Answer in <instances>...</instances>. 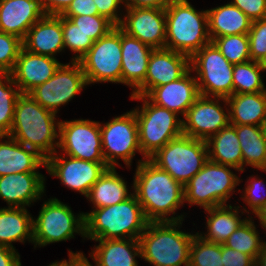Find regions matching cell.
Instances as JSON below:
<instances>
[{
	"label": "cell",
	"mask_w": 266,
	"mask_h": 266,
	"mask_svg": "<svg viewBox=\"0 0 266 266\" xmlns=\"http://www.w3.org/2000/svg\"><path fill=\"white\" fill-rule=\"evenodd\" d=\"M134 194L149 222L183 221V215L166 217L184 203V186L149 159L139 160Z\"/></svg>",
	"instance_id": "obj_1"
},
{
	"label": "cell",
	"mask_w": 266,
	"mask_h": 266,
	"mask_svg": "<svg viewBox=\"0 0 266 266\" xmlns=\"http://www.w3.org/2000/svg\"><path fill=\"white\" fill-rule=\"evenodd\" d=\"M56 114L43 108L29 93H21L15 105L14 119L9 136L20 144L36 150L47 159L57 153L59 123ZM55 142V143H54Z\"/></svg>",
	"instance_id": "obj_2"
},
{
	"label": "cell",
	"mask_w": 266,
	"mask_h": 266,
	"mask_svg": "<svg viewBox=\"0 0 266 266\" xmlns=\"http://www.w3.org/2000/svg\"><path fill=\"white\" fill-rule=\"evenodd\" d=\"M84 215L85 237L90 240L139 239L149 223L134 193L119 204Z\"/></svg>",
	"instance_id": "obj_3"
},
{
	"label": "cell",
	"mask_w": 266,
	"mask_h": 266,
	"mask_svg": "<svg viewBox=\"0 0 266 266\" xmlns=\"http://www.w3.org/2000/svg\"><path fill=\"white\" fill-rule=\"evenodd\" d=\"M181 221L149 222L139 237L141 257L154 266H189L193 234L176 229Z\"/></svg>",
	"instance_id": "obj_4"
},
{
	"label": "cell",
	"mask_w": 266,
	"mask_h": 266,
	"mask_svg": "<svg viewBox=\"0 0 266 266\" xmlns=\"http://www.w3.org/2000/svg\"><path fill=\"white\" fill-rule=\"evenodd\" d=\"M165 48L190 58L211 42L207 10L197 12L187 0H173L166 8Z\"/></svg>",
	"instance_id": "obj_5"
},
{
	"label": "cell",
	"mask_w": 266,
	"mask_h": 266,
	"mask_svg": "<svg viewBox=\"0 0 266 266\" xmlns=\"http://www.w3.org/2000/svg\"><path fill=\"white\" fill-rule=\"evenodd\" d=\"M142 100L143 107L134 109L138 124L139 145L143 159H149L171 140L183 134V120L178 114L148 100L146 96H130Z\"/></svg>",
	"instance_id": "obj_6"
},
{
	"label": "cell",
	"mask_w": 266,
	"mask_h": 266,
	"mask_svg": "<svg viewBox=\"0 0 266 266\" xmlns=\"http://www.w3.org/2000/svg\"><path fill=\"white\" fill-rule=\"evenodd\" d=\"M235 167L208 160L184 186V202L204 209L226 205L240 179L230 170Z\"/></svg>",
	"instance_id": "obj_7"
},
{
	"label": "cell",
	"mask_w": 266,
	"mask_h": 266,
	"mask_svg": "<svg viewBox=\"0 0 266 266\" xmlns=\"http://www.w3.org/2000/svg\"><path fill=\"white\" fill-rule=\"evenodd\" d=\"M207 149L205 140L182 134L159 149L149 160L185 186L208 161Z\"/></svg>",
	"instance_id": "obj_8"
},
{
	"label": "cell",
	"mask_w": 266,
	"mask_h": 266,
	"mask_svg": "<svg viewBox=\"0 0 266 266\" xmlns=\"http://www.w3.org/2000/svg\"><path fill=\"white\" fill-rule=\"evenodd\" d=\"M233 66L211 41L190 58L191 71H196L200 95L229 98L233 95Z\"/></svg>",
	"instance_id": "obj_9"
},
{
	"label": "cell",
	"mask_w": 266,
	"mask_h": 266,
	"mask_svg": "<svg viewBox=\"0 0 266 266\" xmlns=\"http://www.w3.org/2000/svg\"><path fill=\"white\" fill-rule=\"evenodd\" d=\"M74 233L85 237L84 213L76 217L68 205L56 198L45 201L37 219H33L34 247L70 240Z\"/></svg>",
	"instance_id": "obj_10"
},
{
	"label": "cell",
	"mask_w": 266,
	"mask_h": 266,
	"mask_svg": "<svg viewBox=\"0 0 266 266\" xmlns=\"http://www.w3.org/2000/svg\"><path fill=\"white\" fill-rule=\"evenodd\" d=\"M121 28L115 26L106 35L95 41L79 60L87 84L99 82L121 83Z\"/></svg>",
	"instance_id": "obj_11"
},
{
	"label": "cell",
	"mask_w": 266,
	"mask_h": 266,
	"mask_svg": "<svg viewBox=\"0 0 266 266\" xmlns=\"http://www.w3.org/2000/svg\"><path fill=\"white\" fill-rule=\"evenodd\" d=\"M103 157L109 167L118 165L122 159L129 167L139 145L138 124L134 111L113 118L103 126L100 123ZM106 149V150H104Z\"/></svg>",
	"instance_id": "obj_12"
},
{
	"label": "cell",
	"mask_w": 266,
	"mask_h": 266,
	"mask_svg": "<svg viewBox=\"0 0 266 266\" xmlns=\"http://www.w3.org/2000/svg\"><path fill=\"white\" fill-rule=\"evenodd\" d=\"M61 64L55 74L29 94L45 109L57 114L58 107L68 103L88 85L79 61Z\"/></svg>",
	"instance_id": "obj_13"
},
{
	"label": "cell",
	"mask_w": 266,
	"mask_h": 266,
	"mask_svg": "<svg viewBox=\"0 0 266 266\" xmlns=\"http://www.w3.org/2000/svg\"><path fill=\"white\" fill-rule=\"evenodd\" d=\"M59 122L58 148L66 155L86 161L105 162L99 122L86 119Z\"/></svg>",
	"instance_id": "obj_14"
},
{
	"label": "cell",
	"mask_w": 266,
	"mask_h": 266,
	"mask_svg": "<svg viewBox=\"0 0 266 266\" xmlns=\"http://www.w3.org/2000/svg\"><path fill=\"white\" fill-rule=\"evenodd\" d=\"M47 172L58 177L66 187L88 195L99 177L110 168L106 162H92L53 154L46 159Z\"/></svg>",
	"instance_id": "obj_15"
},
{
	"label": "cell",
	"mask_w": 266,
	"mask_h": 266,
	"mask_svg": "<svg viewBox=\"0 0 266 266\" xmlns=\"http://www.w3.org/2000/svg\"><path fill=\"white\" fill-rule=\"evenodd\" d=\"M126 10L127 15L119 25L123 32L154 49L165 48V9L126 7Z\"/></svg>",
	"instance_id": "obj_16"
},
{
	"label": "cell",
	"mask_w": 266,
	"mask_h": 266,
	"mask_svg": "<svg viewBox=\"0 0 266 266\" xmlns=\"http://www.w3.org/2000/svg\"><path fill=\"white\" fill-rule=\"evenodd\" d=\"M209 96L199 95L194 104L187 110L183 119V134L196 139L207 140L229 124V113Z\"/></svg>",
	"instance_id": "obj_17"
},
{
	"label": "cell",
	"mask_w": 266,
	"mask_h": 266,
	"mask_svg": "<svg viewBox=\"0 0 266 266\" xmlns=\"http://www.w3.org/2000/svg\"><path fill=\"white\" fill-rule=\"evenodd\" d=\"M190 69V57L167 48L153 49L145 81L131 96H145L152 88L181 78Z\"/></svg>",
	"instance_id": "obj_18"
},
{
	"label": "cell",
	"mask_w": 266,
	"mask_h": 266,
	"mask_svg": "<svg viewBox=\"0 0 266 266\" xmlns=\"http://www.w3.org/2000/svg\"><path fill=\"white\" fill-rule=\"evenodd\" d=\"M61 64L56 58L35 54L22 47L10 74L19 91L29 93L48 81Z\"/></svg>",
	"instance_id": "obj_19"
},
{
	"label": "cell",
	"mask_w": 266,
	"mask_h": 266,
	"mask_svg": "<svg viewBox=\"0 0 266 266\" xmlns=\"http://www.w3.org/2000/svg\"><path fill=\"white\" fill-rule=\"evenodd\" d=\"M191 68L179 79L152 88L145 96L152 103L185 116L200 95Z\"/></svg>",
	"instance_id": "obj_20"
},
{
	"label": "cell",
	"mask_w": 266,
	"mask_h": 266,
	"mask_svg": "<svg viewBox=\"0 0 266 266\" xmlns=\"http://www.w3.org/2000/svg\"><path fill=\"white\" fill-rule=\"evenodd\" d=\"M45 179L39 172L8 174L0 177V198L9 207L25 208L41 198Z\"/></svg>",
	"instance_id": "obj_21"
},
{
	"label": "cell",
	"mask_w": 266,
	"mask_h": 266,
	"mask_svg": "<svg viewBox=\"0 0 266 266\" xmlns=\"http://www.w3.org/2000/svg\"><path fill=\"white\" fill-rule=\"evenodd\" d=\"M22 44L29 52L55 58L64 50L62 16L44 15L29 28Z\"/></svg>",
	"instance_id": "obj_22"
},
{
	"label": "cell",
	"mask_w": 266,
	"mask_h": 266,
	"mask_svg": "<svg viewBox=\"0 0 266 266\" xmlns=\"http://www.w3.org/2000/svg\"><path fill=\"white\" fill-rule=\"evenodd\" d=\"M44 15L39 0H0V32L23 40Z\"/></svg>",
	"instance_id": "obj_23"
},
{
	"label": "cell",
	"mask_w": 266,
	"mask_h": 266,
	"mask_svg": "<svg viewBox=\"0 0 266 266\" xmlns=\"http://www.w3.org/2000/svg\"><path fill=\"white\" fill-rule=\"evenodd\" d=\"M153 49L121 29L122 84L133 87L135 91L145 81Z\"/></svg>",
	"instance_id": "obj_24"
},
{
	"label": "cell",
	"mask_w": 266,
	"mask_h": 266,
	"mask_svg": "<svg viewBox=\"0 0 266 266\" xmlns=\"http://www.w3.org/2000/svg\"><path fill=\"white\" fill-rule=\"evenodd\" d=\"M0 177L8 174L38 172L42 165L46 167V159L36 150L17 142L9 135H0Z\"/></svg>",
	"instance_id": "obj_25"
},
{
	"label": "cell",
	"mask_w": 266,
	"mask_h": 266,
	"mask_svg": "<svg viewBox=\"0 0 266 266\" xmlns=\"http://www.w3.org/2000/svg\"><path fill=\"white\" fill-rule=\"evenodd\" d=\"M99 245L91 257L97 266H138L135 256L141 257L139 239L95 240Z\"/></svg>",
	"instance_id": "obj_26"
},
{
	"label": "cell",
	"mask_w": 266,
	"mask_h": 266,
	"mask_svg": "<svg viewBox=\"0 0 266 266\" xmlns=\"http://www.w3.org/2000/svg\"><path fill=\"white\" fill-rule=\"evenodd\" d=\"M230 107L229 123L232 125L261 126L266 115V91L257 93L233 94L222 98Z\"/></svg>",
	"instance_id": "obj_27"
},
{
	"label": "cell",
	"mask_w": 266,
	"mask_h": 266,
	"mask_svg": "<svg viewBox=\"0 0 266 266\" xmlns=\"http://www.w3.org/2000/svg\"><path fill=\"white\" fill-rule=\"evenodd\" d=\"M208 33L211 41L216 37L248 34L252 20L231 2L208 10Z\"/></svg>",
	"instance_id": "obj_28"
},
{
	"label": "cell",
	"mask_w": 266,
	"mask_h": 266,
	"mask_svg": "<svg viewBox=\"0 0 266 266\" xmlns=\"http://www.w3.org/2000/svg\"><path fill=\"white\" fill-rule=\"evenodd\" d=\"M208 147V160L235 167L243 172L242 151L237 132L232 124H228L218 133L206 140ZM212 146V149L210 147Z\"/></svg>",
	"instance_id": "obj_29"
},
{
	"label": "cell",
	"mask_w": 266,
	"mask_h": 266,
	"mask_svg": "<svg viewBox=\"0 0 266 266\" xmlns=\"http://www.w3.org/2000/svg\"><path fill=\"white\" fill-rule=\"evenodd\" d=\"M33 242V217L26 208L0 209V245L14 248L12 242Z\"/></svg>",
	"instance_id": "obj_30"
},
{
	"label": "cell",
	"mask_w": 266,
	"mask_h": 266,
	"mask_svg": "<svg viewBox=\"0 0 266 266\" xmlns=\"http://www.w3.org/2000/svg\"><path fill=\"white\" fill-rule=\"evenodd\" d=\"M128 193L125 180L118 175L114 167H110L93 184L86 198L90 199L97 209L123 202L132 195Z\"/></svg>",
	"instance_id": "obj_31"
},
{
	"label": "cell",
	"mask_w": 266,
	"mask_h": 266,
	"mask_svg": "<svg viewBox=\"0 0 266 266\" xmlns=\"http://www.w3.org/2000/svg\"><path fill=\"white\" fill-rule=\"evenodd\" d=\"M223 205L206 209L210 216L207 218V233L200 236L209 242L224 244L229 236L247 219H240L239 206Z\"/></svg>",
	"instance_id": "obj_32"
},
{
	"label": "cell",
	"mask_w": 266,
	"mask_h": 266,
	"mask_svg": "<svg viewBox=\"0 0 266 266\" xmlns=\"http://www.w3.org/2000/svg\"><path fill=\"white\" fill-rule=\"evenodd\" d=\"M239 138L243 167L250 165L266 172V137L261 126L233 125Z\"/></svg>",
	"instance_id": "obj_33"
},
{
	"label": "cell",
	"mask_w": 266,
	"mask_h": 266,
	"mask_svg": "<svg viewBox=\"0 0 266 266\" xmlns=\"http://www.w3.org/2000/svg\"><path fill=\"white\" fill-rule=\"evenodd\" d=\"M251 218L246 219L224 242L223 245L250 255L255 261L261 251L266 247V242H261L258 231Z\"/></svg>",
	"instance_id": "obj_34"
},
{
	"label": "cell",
	"mask_w": 266,
	"mask_h": 266,
	"mask_svg": "<svg viewBox=\"0 0 266 266\" xmlns=\"http://www.w3.org/2000/svg\"><path fill=\"white\" fill-rule=\"evenodd\" d=\"M260 71H265L259 62L249 60L233 66V94L266 91Z\"/></svg>",
	"instance_id": "obj_35"
},
{
	"label": "cell",
	"mask_w": 266,
	"mask_h": 266,
	"mask_svg": "<svg viewBox=\"0 0 266 266\" xmlns=\"http://www.w3.org/2000/svg\"><path fill=\"white\" fill-rule=\"evenodd\" d=\"M13 86L16 88L13 89ZM20 94L11 74L0 73V135H8L11 130L15 105Z\"/></svg>",
	"instance_id": "obj_36"
},
{
	"label": "cell",
	"mask_w": 266,
	"mask_h": 266,
	"mask_svg": "<svg viewBox=\"0 0 266 266\" xmlns=\"http://www.w3.org/2000/svg\"><path fill=\"white\" fill-rule=\"evenodd\" d=\"M189 266H223L222 244L206 241L197 232L190 247Z\"/></svg>",
	"instance_id": "obj_37"
},
{
	"label": "cell",
	"mask_w": 266,
	"mask_h": 266,
	"mask_svg": "<svg viewBox=\"0 0 266 266\" xmlns=\"http://www.w3.org/2000/svg\"><path fill=\"white\" fill-rule=\"evenodd\" d=\"M212 42L232 64L244 63L251 60L248 34L216 37Z\"/></svg>",
	"instance_id": "obj_38"
},
{
	"label": "cell",
	"mask_w": 266,
	"mask_h": 266,
	"mask_svg": "<svg viewBox=\"0 0 266 266\" xmlns=\"http://www.w3.org/2000/svg\"><path fill=\"white\" fill-rule=\"evenodd\" d=\"M62 31L64 48L68 47L72 52L77 53L72 61H79L94 44L92 38L64 16H62Z\"/></svg>",
	"instance_id": "obj_39"
},
{
	"label": "cell",
	"mask_w": 266,
	"mask_h": 266,
	"mask_svg": "<svg viewBox=\"0 0 266 266\" xmlns=\"http://www.w3.org/2000/svg\"><path fill=\"white\" fill-rule=\"evenodd\" d=\"M95 42L112 30L115 25L101 15H78L66 17Z\"/></svg>",
	"instance_id": "obj_40"
},
{
	"label": "cell",
	"mask_w": 266,
	"mask_h": 266,
	"mask_svg": "<svg viewBox=\"0 0 266 266\" xmlns=\"http://www.w3.org/2000/svg\"><path fill=\"white\" fill-rule=\"evenodd\" d=\"M22 47V39L0 32V73H11Z\"/></svg>",
	"instance_id": "obj_41"
},
{
	"label": "cell",
	"mask_w": 266,
	"mask_h": 266,
	"mask_svg": "<svg viewBox=\"0 0 266 266\" xmlns=\"http://www.w3.org/2000/svg\"><path fill=\"white\" fill-rule=\"evenodd\" d=\"M250 58L260 62L266 54V18L254 20L248 32Z\"/></svg>",
	"instance_id": "obj_42"
},
{
	"label": "cell",
	"mask_w": 266,
	"mask_h": 266,
	"mask_svg": "<svg viewBox=\"0 0 266 266\" xmlns=\"http://www.w3.org/2000/svg\"><path fill=\"white\" fill-rule=\"evenodd\" d=\"M253 180V181H252ZM245 188L243 200L248 204V206L252 209V213L258 211L263 205L266 204V197L260 196L258 193L261 192L264 188V182L261 179H256L252 176L250 183ZM265 189V188H264ZM259 195V196H258ZM265 196V195H264Z\"/></svg>",
	"instance_id": "obj_43"
},
{
	"label": "cell",
	"mask_w": 266,
	"mask_h": 266,
	"mask_svg": "<svg viewBox=\"0 0 266 266\" xmlns=\"http://www.w3.org/2000/svg\"><path fill=\"white\" fill-rule=\"evenodd\" d=\"M231 3L252 21L266 18V0H233Z\"/></svg>",
	"instance_id": "obj_44"
},
{
	"label": "cell",
	"mask_w": 266,
	"mask_h": 266,
	"mask_svg": "<svg viewBox=\"0 0 266 266\" xmlns=\"http://www.w3.org/2000/svg\"><path fill=\"white\" fill-rule=\"evenodd\" d=\"M255 260L245 253L222 244L223 266H255Z\"/></svg>",
	"instance_id": "obj_45"
},
{
	"label": "cell",
	"mask_w": 266,
	"mask_h": 266,
	"mask_svg": "<svg viewBox=\"0 0 266 266\" xmlns=\"http://www.w3.org/2000/svg\"><path fill=\"white\" fill-rule=\"evenodd\" d=\"M94 3L96 4L99 15L106 17L115 26L121 24L122 17L118 16L117 10L121 3H125L124 0H94Z\"/></svg>",
	"instance_id": "obj_46"
},
{
	"label": "cell",
	"mask_w": 266,
	"mask_h": 266,
	"mask_svg": "<svg viewBox=\"0 0 266 266\" xmlns=\"http://www.w3.org/2000/svg\"><path fill=\"white\" fill-rule=\"evenodd\" d=\"M78 15H99L94 0H73L68 8L61 14L64 17Z\"/></svg>",
	"instance_id": "obj_47"
},
{
	"label": "cell",
	"mask_w": 266,
	"mask_h": 266,
	"mask_svg": "<svg viewBox=\"0 0 266 266\" xmlns=\"http://www.w3.org/2000/svg\"><path fill=\"white\" fill-rule=\"evenodd\" d=\"M73 0H39L45 15H61Z\"/></svg>",
	"instance_id": "obj_48"
},
{
	"label": "cell",
	"mask_w": 266,
	"mask_h": 266,
	"mask_svg": "<svg viewBox=\"0 0 266 266\" xmlns=\"http://www.w3.org/2000/svg\"><path fill=\"white\" fill-rule=\"evenodd\" d=\"M0 266H22L15 248L0 245Z\"/></svg>",
	"instance_id": "obj_49"
},
{
	"label": "cell",
	"mask_w": 266,
	"mask_h": 266,
	"mask_svg": "<svg viewBox=\"0 0 266 266\" xmlns=\"http://www.w3.org/2000/svg\"><path fill=\"white\" fill-rule=\"evenodd\" d=\"M173 0H124L125 7L165 9Z\"/></svg>",
	"instance_id": "obj_50"
},
{
	"label": "cell",
	"mask_w": 266,
	"mask_h": 266,
	"mask_svg": "<svg viewBox=\"0 0 266 266\" xmlns=\"http://www.w3.org/2000/svg\"><path fill=\"white\" fill-rule=\"evenodd\" d=\"M57 266H92L88 259L83 255V253H73L69 251V261L62 260L60 262H55ZM97 266V265H95Z\"/></svg>",
	"instance_id": "obj_51"
},
{
	"label": "cell",
	"mask_w": 266,
	"mask_h": 266,
	"mask_svg": "<svg viewBox=\"0 0 266 266\" xmlns=\"http://www.w3.org/2000/svg\"><path fill=\"white\" fill-rule=\"evenodd\" d=\"M260 220V224L266 229V204L254 213Z\"/></svg>",
	"instance_id": "obj_52"
},
{
	"label": "cell",
	"mask_w": 266,
	"mask_h": 266,
	"mask_svg": "<svg viewBox=\"0 0 266 266\" xmlns=\"http://www.w3.org/2000/svg\"><path fill=\"white\" fill-rule=\"evenodd\" d=\"M255 266H266V247L258 255Z\"/></svg>",
	"instance_id": "obj_53"
},
{
	"label": "cell",
	"mask_w": 266,
	"mask_h": 266,
	"mask_svg": "<svg viewBox=\"0 0 266 266\" xmlns=\"http://www.w3.org/2000/svg\"><path fill=\"white\" fill-rule=\"evenodd\" d=\"M261 129L263 131L264 136L266 137V115L263 118L262 124H261Z\"/></svg>",
	"instance_id": "obj_54"
},
{
	"label": "cell",
	"mask_w": 266,
	"mask_h": 266,
	"mask_svg": "<svg viewBox=\"0 0 266 266\" xmlns=\"http://www.w3.org/2000/svg\"><path fill=\"white\" fill-rule=\"evenodd\" d=\"M259 63L263 67V69L266 70V54H265L264 58Z\"/></svg>",
	"instance_id": "obj_55"
}]
</instances>
